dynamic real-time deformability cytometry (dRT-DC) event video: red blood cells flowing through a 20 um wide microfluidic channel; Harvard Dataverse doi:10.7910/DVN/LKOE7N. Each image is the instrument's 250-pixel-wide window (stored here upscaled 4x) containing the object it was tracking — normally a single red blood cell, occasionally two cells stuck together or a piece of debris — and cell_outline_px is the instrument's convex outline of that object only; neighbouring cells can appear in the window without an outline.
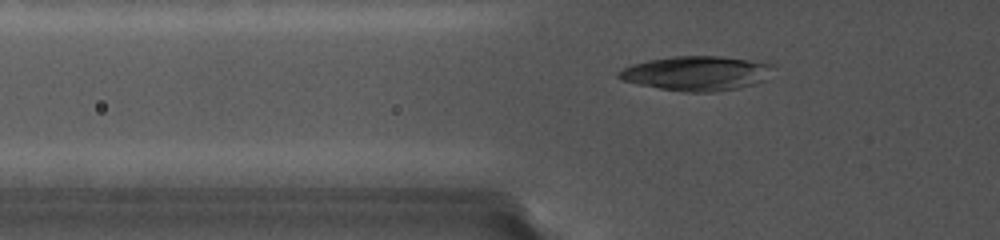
{"species": "common noctule bat (a hibernating species)", "species_latin": "Nyctalus noctula", "temperature_condition": "cold", "stored_images_in_passage": 32, "camera_frame_rate_fps": 5000, "um_per_image_px": 0.085, "animal": {"sex": "female", "body_mass_g": 19.0, "forearm_length_mm": 56.7}, "frame": {"image": 1, "passage_image": 30, "time_ms": 7.6, "image_size_px": [1000, 240], "cell_outline_px": [[772, 64], [764, 80], [752, 84], [736, 88], [712, 92], [688, 92], [660, 88], [640, 84], [624, 80], [616, 76], [624, 68], [632, 64], [648, 60], [668, 56], [720, 56], [748, 60]], "centroid_in_image_um": [59.16, 6.22], "position_along_channel_um": 66.6, "area_um2": 30.35}}